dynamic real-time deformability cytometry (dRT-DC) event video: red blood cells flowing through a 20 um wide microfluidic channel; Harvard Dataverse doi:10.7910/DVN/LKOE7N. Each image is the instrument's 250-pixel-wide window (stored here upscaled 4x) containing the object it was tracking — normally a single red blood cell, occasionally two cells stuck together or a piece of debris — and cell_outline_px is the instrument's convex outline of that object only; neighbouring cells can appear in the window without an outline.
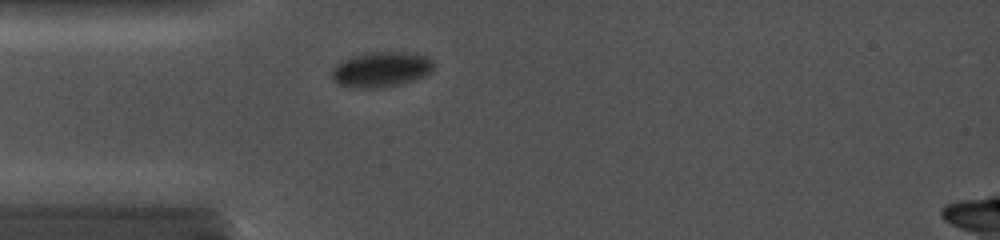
{"species": "common noctule bat (a hibernating species)", "species_latin": "Nyctalus noctula", "temperature_condition": "cold", "stored_images_in_passage": 62, "camera_frame_rate_fps": 5000, "um_per_image_px": 0.085, "animal": {"sex": "female", "body_mass_g": 19.0, "forearm_length_mm": 56.7}, "frame": {"image": 1, "passage_image": 9, "time_ms": 1.6, "image_size_px": [1000, 240], "cell_outline_px": [[432, 72], [424, 76], [400, 84], [380, 88], [352, 88], [336, 84], [332, 80], [332, 68], [340, 60], [348, 56], [360, 52], [404, 52], [428, 56], [432, 60]], "centroid_in_image_um": [32.32, 5.89], "position_along_channel_um": 52.7, "area_um2": 21.39}}
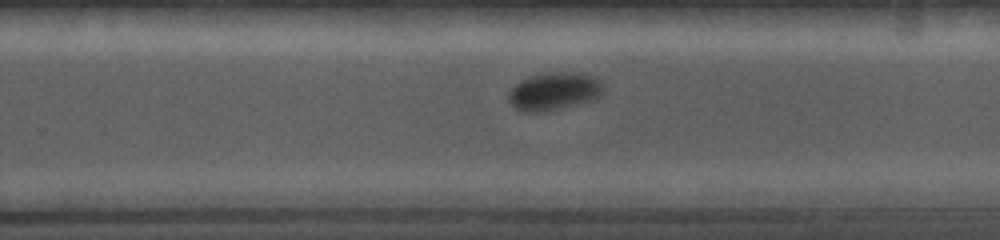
{"frame": {"image": 2, "passage_image": 39, "time_ms": 7.6, "image_size_px": [1000, 240], "cell_outline_px": [[604, 88], [600, 96], [592, 100], [544, 112], [528, 112], [516, 108], [508, 100], [508, 92], [520, 80], [528, 76], [560, 72], [572, 72], [592, 76], [600, 80]], "centroid_in_image_um": [47.09, 7.76], "position_along_channel_um": 282.7, "area_um2": 20.63}}
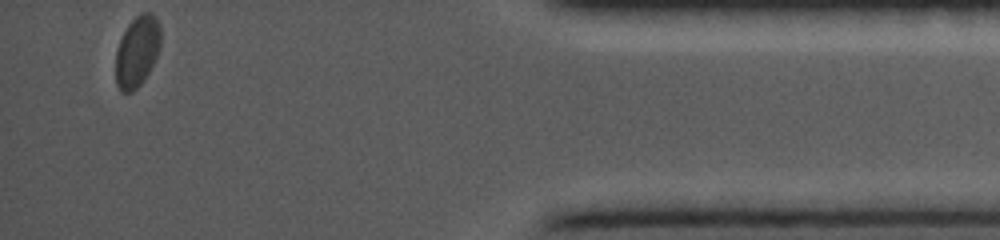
{"frame": {"image": 3, "passage_image": 62, "time_ms": 12.2, "image_size_px": [1000, 240], "cell_outline_px": [[160, 48], [144, 80], [132, 92], [120, 92], [116, 84], [116, 52], [120, 40], [128, 24], [140, 12], [152, 12], [156, 16], [160, 24]], "centroid_in_image_um": [11.66, 4.34], "position_along_channel_um": 423.5, "area_um2": 18.61}}